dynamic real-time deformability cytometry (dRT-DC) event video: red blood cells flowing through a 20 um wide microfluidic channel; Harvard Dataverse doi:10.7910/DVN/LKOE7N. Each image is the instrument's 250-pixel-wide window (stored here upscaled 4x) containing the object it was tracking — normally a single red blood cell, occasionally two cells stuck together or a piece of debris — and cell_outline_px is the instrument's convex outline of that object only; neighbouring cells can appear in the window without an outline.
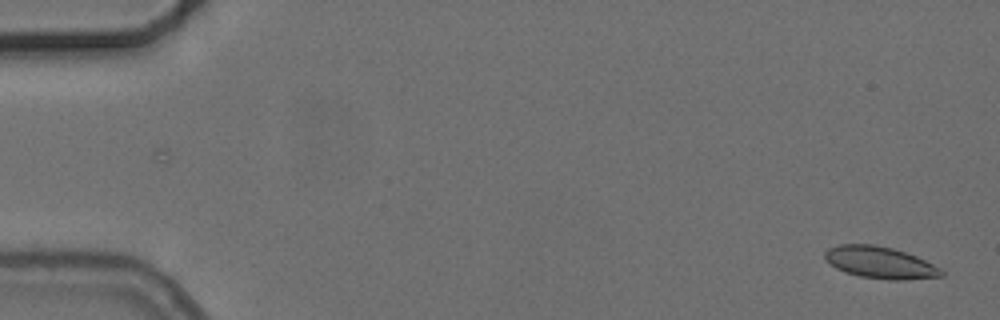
{"species": "common noctule bat (a hibernating species)", "species_latin": "Nyctalus noctula", "temperature_condition": "cold", "stored_images_in_passage": 54, "camera_frame_rate_fps": 3000, "um_per_image_px": 0.085, "animal": {"sex": "female", "body_mass_g": 24.6, "forearm_length_mm": 56.2}, "frame": {"image": 1, "passage_image": 1, "time_ms": 0.0, "image_size_px": [1000, 320], "cell_outline_px": [[944, 276], [904, 280], [892, 280], [860, 276], [844, 272], [836, 268], [824, 256], [824, 252], [828, 248], [840, 244], [876, 244], [892, 248], [916, 256], [940, 268], [944, 272]], "centroid_in_image_um": [74.81, 22.31], "position_along_channel_um": 10.2, "area_um2": 21.5}}
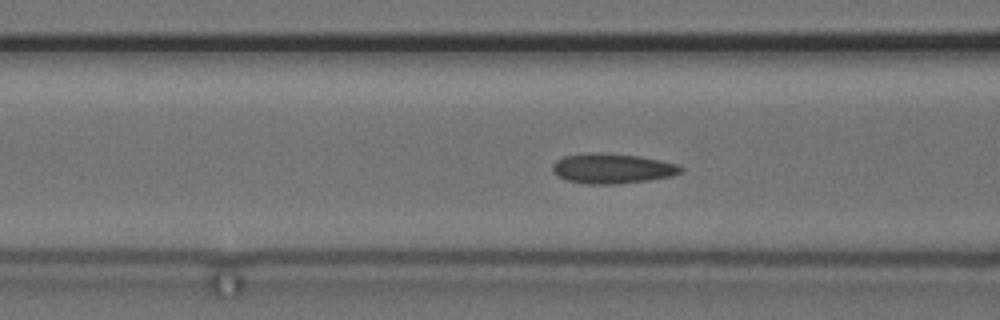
{"frame": {"image": 2, "passage_image": 21, "time_ms": 6.667, "image_size_px": [1000, 320], "cell_outline_px": [[684, 168], [680, 172], [672, 176], [648, 180], [620, 184], [588, 184], [568, 180], [560, 176], [552, 168], [552, 164], [556, 160], [564, 156], [588, 152], [608, 152], [640, 156], [680, 164]], "centroid_in_image_um": [52.08, 14.3], "position_along_channel_um": 114.5, "area_um2": 22.6}}
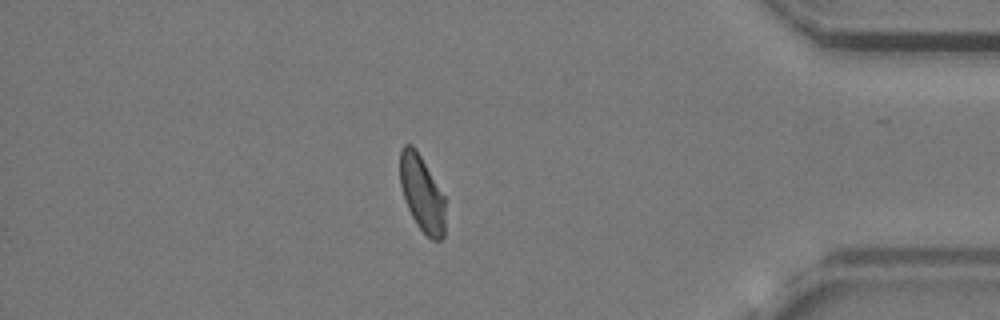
{"frame": {"image": 3, "passage_image": 47, "time_ms": 15.333, "image_size_px": [1000, 320], "cell_outline_px": [[444, 236], [440, 240], [432, 240], [416, 224], [404, 200], [400, 184], [400, 148], [404, 144], [412, 144], [416, 148], [444, 196]], "centroid_in_image_um": [35.84, 16.42], "position_along_channel_um": 399.4, "area_um2": 19.94}, "authors_computed_cell_mechanics": {"area_um2": 21.5016, "velocity_mm_per_s": 3.6994, "shape_relaxation_time_tau1_ms": 8.1661, "shape_relaxation_time_tau2_ms": 1.3649, "deformation_change_tau1": 0.146, "deformation_change_tau2": 0.0779}}